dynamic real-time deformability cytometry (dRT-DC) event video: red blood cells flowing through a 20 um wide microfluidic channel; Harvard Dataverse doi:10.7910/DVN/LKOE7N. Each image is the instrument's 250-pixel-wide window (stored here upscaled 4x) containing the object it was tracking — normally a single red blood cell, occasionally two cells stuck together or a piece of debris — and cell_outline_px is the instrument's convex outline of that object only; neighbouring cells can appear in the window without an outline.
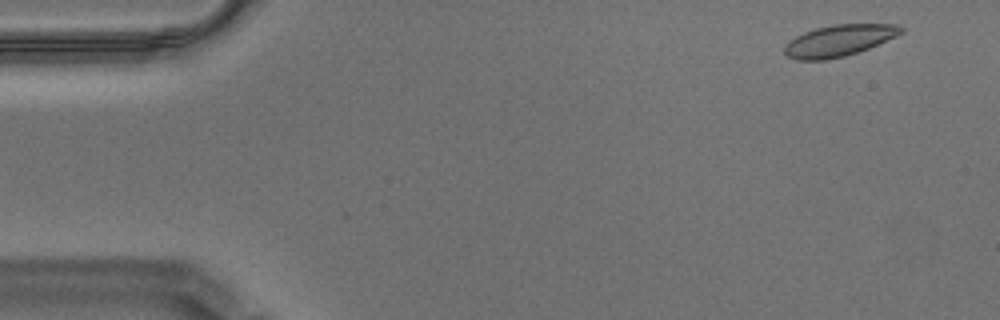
{"species": "Egyptian fruit bat (a non-hibernating species)", "species_latin": "Rousettus aegyptiacus", "temperature_condition": "warm", "stored_images_in_passage": 55, "camera_frame_rate_fps": 3000, "um_per_image_px": 0.085, "animal": {"sex": "male"}, "frame": {"image": 1, "passage_image": 1, "time_ms": 0.0, "image_size_px": [1000, 320], "cell_outline_px": [[904, 32], [896, 36], [868, 48], [844, 56], [824, 60], [796, 60], [788, 56], [784, 52], [784, 48], [796, 36], [804, 32], [816, 28], [832, 24], [900, 24], [904, 28]], "centroid_in_image_um": [71.34, 3.43], "position_along_channel_um": 13.7, "area_um2": 21.15}}
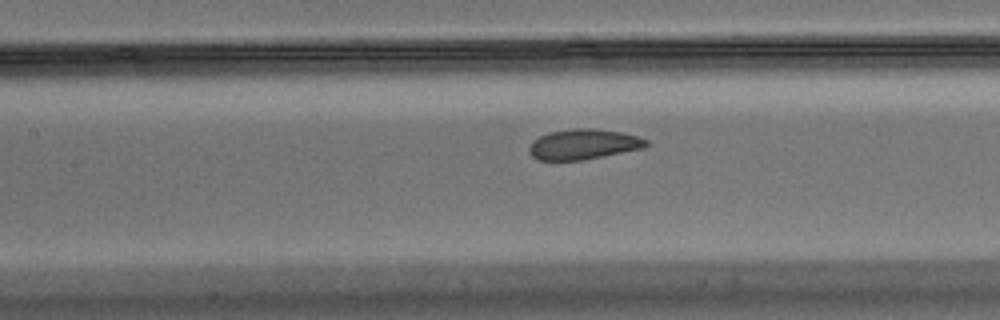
{"frame": {"image": 2, "passage_image": 23, "time_ms": 7.333, "image_size_px": [1000, 320], "cell_outline_px": [[648, 144], [644, 148], [584, 160], [536, 160], [528, 152], [528, 148], [532, 140], [548, 132], [572, 128], [596, 128], [620, 132], [640, 136], [648, 140]], "centroid_in_image_um": [49.58, 12.26], "position_along_channel_um": 157.8, "area_um2": 20.98}}
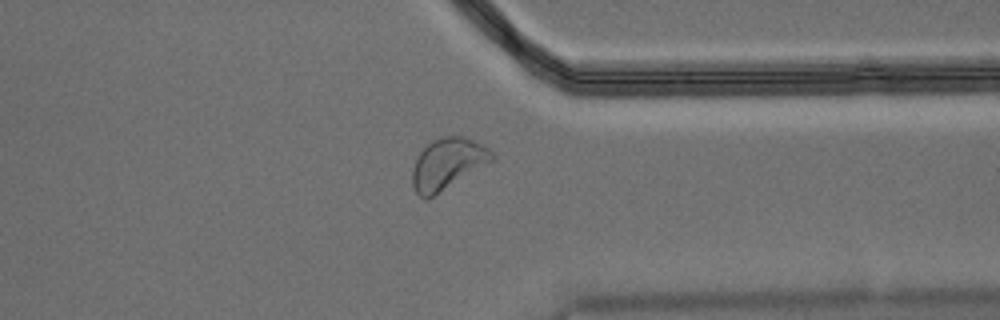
{"frame": {"image": 3, "passage_image": 42, "time_ms": 13.667, "image_size_px": [1000, 320], "cell_outline_px": [[496, 160], [432, 196], [424, 200], [416, 192], [412, 184], [412, 168], [420, 152], [432, 140], [440, 136], [464, 136], [484, 144], [496, 156]], "centroid_in_image_um": [38.08, 13.9], "position_along_channel_um": 373.3, "area_um2": 23.81}, "authors_computed_cell_mechanics": {"area_um2": 21.7328, "velocity_mm_per_s": 3.4586, "shape_relaxation_time_tau1_ms": 4.4179, "shape_relaxation_time_tau2_ms": 1.0608, "deformation_change_tau1": 0.092, "deformation_change_tau2": 0.0509}}